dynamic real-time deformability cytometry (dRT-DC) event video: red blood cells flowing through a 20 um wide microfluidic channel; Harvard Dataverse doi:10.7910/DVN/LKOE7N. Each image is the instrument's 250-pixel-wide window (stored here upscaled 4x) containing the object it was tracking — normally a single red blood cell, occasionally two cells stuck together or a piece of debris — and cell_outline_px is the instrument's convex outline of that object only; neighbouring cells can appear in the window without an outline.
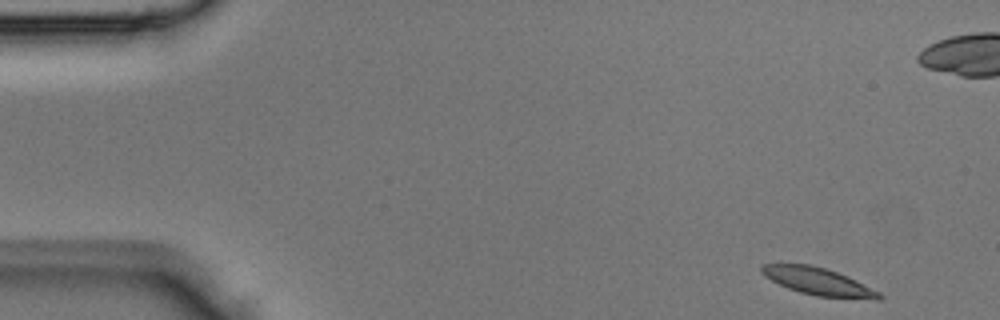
{"species": "Egyptian fruit bat (a non-hibernating species)", "species_latin": "Rousettus aegyptiacus", "temperature_condition": "room temperature", "stored_images_in_passage": 4, "camera_frame_rate_fps": 3000, "um_per_image_px": 0.085, "animal": {"sex": "male"}, "frame": {"image": 1, "passage_image": 1, "time_ms": 0.0, "image_size_px": [1000, 320], "cell_outline_px": [[884, 296], [880, 300], [876, 300], [816, 296], [800, 292], [788, 288], [764, 276], [760, 272], [760, 264], [812, 264], [848, 276], [880, 292]], "centroid_in_image_um": [69.57, 23.93], "position_along_channel_um": 15.4, "area_um2": 18.84}}